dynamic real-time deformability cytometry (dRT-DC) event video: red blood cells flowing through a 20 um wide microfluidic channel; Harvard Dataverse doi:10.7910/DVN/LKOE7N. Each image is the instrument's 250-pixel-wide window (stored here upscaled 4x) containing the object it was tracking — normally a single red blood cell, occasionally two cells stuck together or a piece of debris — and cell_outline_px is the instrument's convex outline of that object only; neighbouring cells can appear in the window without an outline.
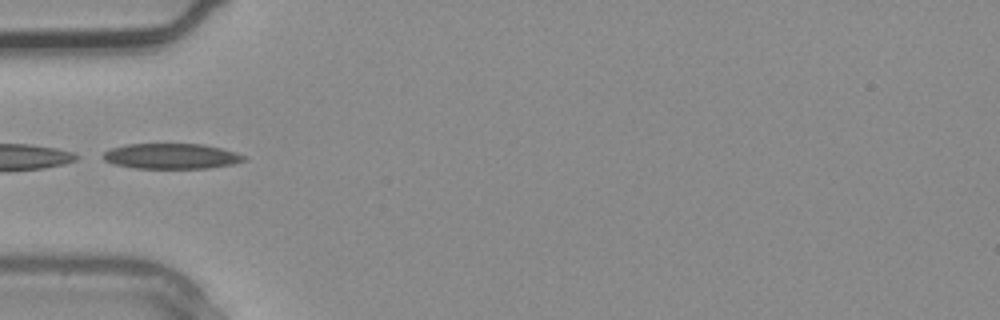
{"species": "common noctule bat (a hibernating species)", "species_latin": "Nyctalus noctula", "temperature_condition": "warm", "stored_images_in_passage": 2, "camera_frame_rate_fps": 3000, "um_per_image_px": 0.085, "animal": {"sex": "male", "body_mass_g": 20.4}, "frame": {"image": 1, "passage_image": 2, "time_ms": 0.333, "image_size_px": [1000, 320], "cell_outline_px": [[248, 160], [232, 164], [208, 168], [136, 168], [112, 164], [96, 156], [112, 148], [124, 144], [204, 144], [236, 152], [244, 156]], "centroid_in_image_um": [14.5, 13.27], "position_along_channel_um": 70.5, "area_um2": 21.04}}